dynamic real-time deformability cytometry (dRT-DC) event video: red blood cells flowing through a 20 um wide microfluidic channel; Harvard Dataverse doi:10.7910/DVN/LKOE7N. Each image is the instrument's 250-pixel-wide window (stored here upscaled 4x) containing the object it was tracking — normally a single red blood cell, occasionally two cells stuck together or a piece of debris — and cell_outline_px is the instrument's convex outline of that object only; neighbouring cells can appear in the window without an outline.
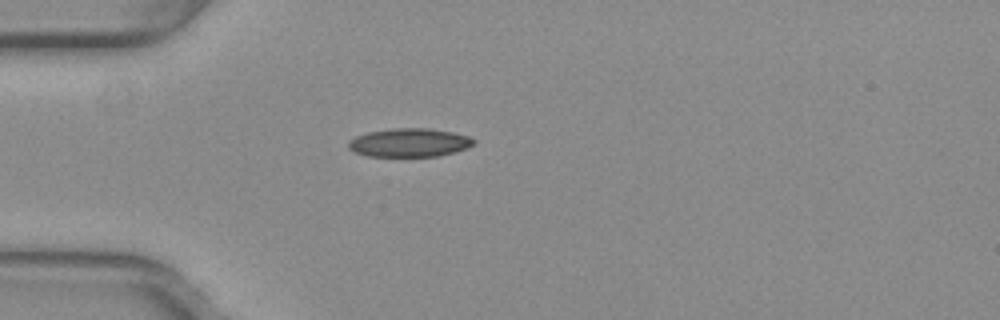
{"species": "common noctule bat (a hibernating species)", "species_latin": "Nyctalus noctula", "temperature_condition": "warm", "stored_images_in_passage": 38, "camera_frame_rate_fps": 3000, "um_per_image_px": 0.085, "animal": {"sex": "female", "body_mass_g": 29.2, "forearm_length_mm": 56.3}, "frame": {"image": 1, "passage_image": 1, "time_ms": 0.0, "image_size_px": [1000, 320], "cell_outline_px": [[476, 144], [440, 156], [368, 156], [356, 152], [348, 148], [348, 140], [356, 136], [368, 132], [392, 128], [428, 128], [452, 132], [468, 136], [476, 140]], "centroid_in_image_um": [34.79, 12.11], "position_along_channel_um": 50.2, "area_um2": 20.75}}
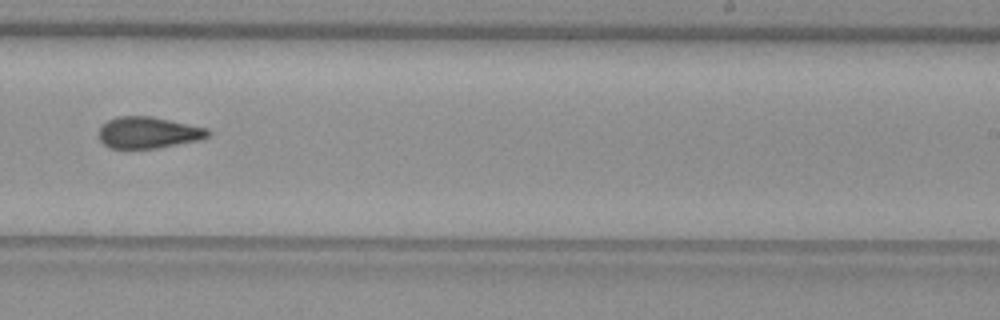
{"frame": {"image": 2, "passage_image": 19, "time_ms": 6.0, "image_size_px": [1000, 320], "cell_outline_px": [[212, 132], [208, 136], [200, 140], [160, 148], [108, 148], [100, 140], [100, 124], [116, 116], [152, 116], [208, 128]], "centroid_in_image_um": [12.62, 11.26], "position_along_channel_um": 276.4, "area_um2": 20.23}}
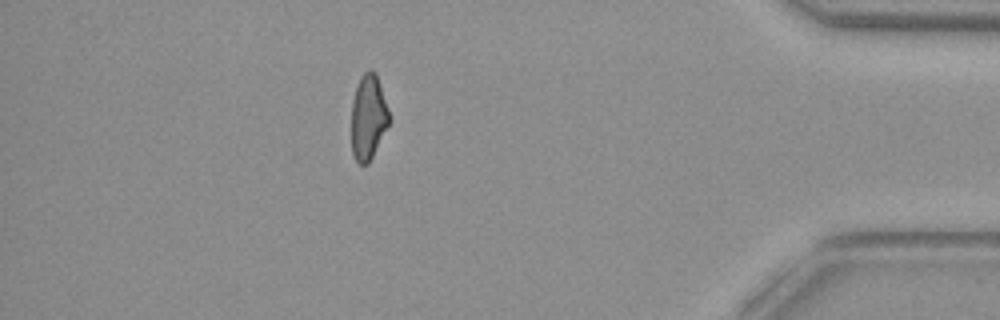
{"frame": {"image": 3, "passage_image": 32, "time_ms": 10.333, "image_size_px": [1000, 320], "cell_outline_px": [[392, 120], [368, 164], [360, 164], [356, 160], [352, 152], [352, 100], [360, 76], [368, 68], [372, 68], [376, 72]], "centroid_in_image_um": [31.33, 9.93], "position_along_channel_um": 403.9, "area_um2": 18.96}, "authors_computed_cell_mechanics": {"area_um2": 20.23, "velocity_mm_per_s": 3.9915, "shape_relaxation_time_tau1_ms": null, "shape_relaxation_time_tau2_ms": 2.8097, "deformation_change_tau1": null, "deformation_change_tau2": 0.1058}}